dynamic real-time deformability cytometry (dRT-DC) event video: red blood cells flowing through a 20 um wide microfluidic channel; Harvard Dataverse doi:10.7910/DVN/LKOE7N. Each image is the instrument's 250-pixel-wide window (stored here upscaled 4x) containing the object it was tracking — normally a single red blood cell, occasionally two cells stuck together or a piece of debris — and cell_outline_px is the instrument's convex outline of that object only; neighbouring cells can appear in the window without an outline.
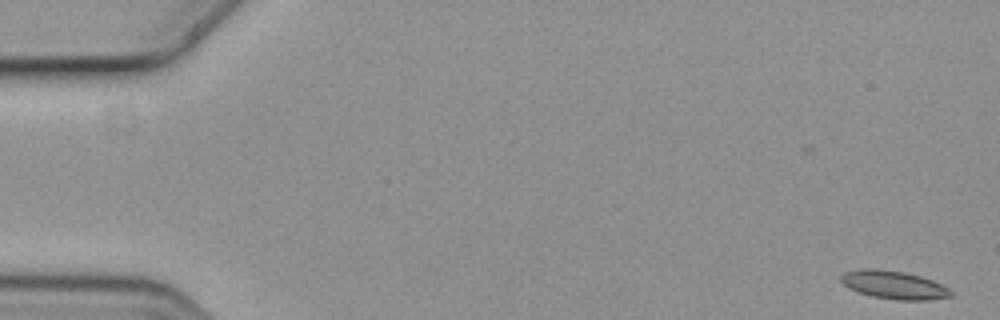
{"species": "common noctule bat (a hibernating species)", "species_latin": "Nyctalus noctula", "temperature_condition": "cold", "stored_images_in_passage": 14, "camera_frame_rate_fps": 3000, "um_per_image_px": 0.085, "animal": {"sex": "female", "body_mass_g": 19.3, "forearm_length_mm": 54.1}, "frame": {"image": 1, "passage_image": 1, "time_ms": 0.0, "image_size_px": [1000, 320], "cell_outline_px": [[952, 296], [928, 300], [896, 300], [872, 296], [848, 288], [840, 280], [840, 276], [844, 272], [860, 268], [880, 268], [904, 272], [920, 276], [932, 280], [948, 288], [952, 292]], "centroid_in_image_um": [75.95, 24.2], "position_along_channel_um": 9.1, "area_um2": 18.09}}
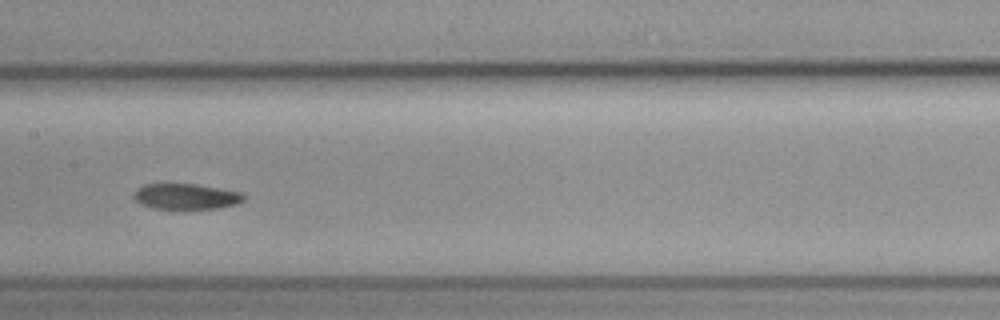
{"frame": {"image": 2, "passage_image": 8, "time_ms": 2.333, "image_size_px": [1000, 320], "cell_outline_px": [[248, 196], [244, 200], [236, 204], [220, 208], [188, 212], [180, 212], [152, 208], [140, 204], [132, 196], [136, 188], [144, 184], [192, 184], [244, 192]], "centroid_in_image_um": [15.82, 16.76], "position_along_channel_um": 191.6, "area_um2": 17.57}}
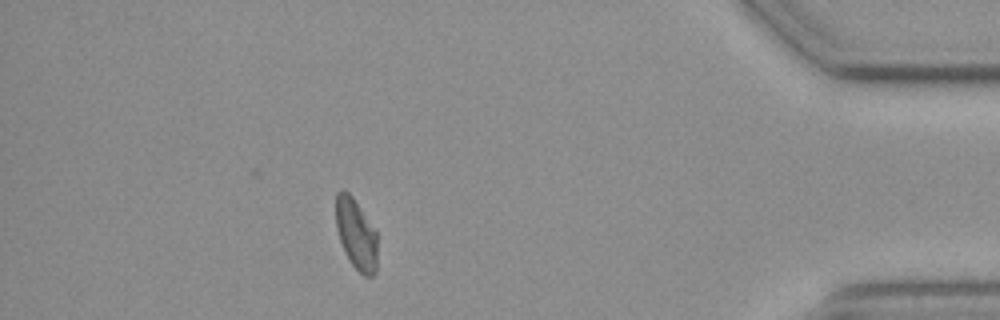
{"frame": {"image": 3, "passage_image": 14, "time_ms": 4.333, "image_size_px": [1000, 320], "cell_outline_px": [[376, 272], [372, 276], [364, 276], [348, 260], [344, 252], [336, 228], [336, 192], [340, 188], [344, 188], [352, 196], [376, 232]], "centroid_in_image_um": [30.24, 19.88], "position_along_channel_um": 405.0, "area_um2": 16.99}}